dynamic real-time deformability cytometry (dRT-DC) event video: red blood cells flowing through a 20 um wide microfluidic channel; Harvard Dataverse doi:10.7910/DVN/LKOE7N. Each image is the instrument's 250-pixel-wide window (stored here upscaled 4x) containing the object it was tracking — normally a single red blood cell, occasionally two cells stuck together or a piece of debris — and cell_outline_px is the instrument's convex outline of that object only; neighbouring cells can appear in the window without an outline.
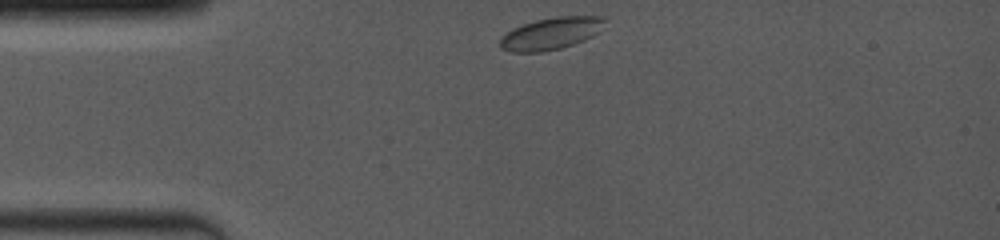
{"species": "common noctule bat (a hibernating species)", "species_latin": "Nyctalus noctula", "temperature_condition": "room temperature", "stored_images_in_passage": 45, "camera_frame_rate_fps": 4000, "um_per_image_px": 0.085, "animal": {"sex": "female", "body_mass_g": 19.0, "forearm_length_mm": 53.3}, "frame": {"image": 1, "passage_image": 1, "time_ms": 0.0, "image_size_px": [1000, 240], "cell_outline_px": [[604, 20], [600, 32], [584, 40], [560, 48], [544, 52], [512, 52], [500, 48], [500, 36], [512, 28], [536, 20], [556, 16], [604, 16]], "centroid_in_image_um": [46.8, 2.85], "position_along_channel_um": 38.2, "area_um2": 19.59}}
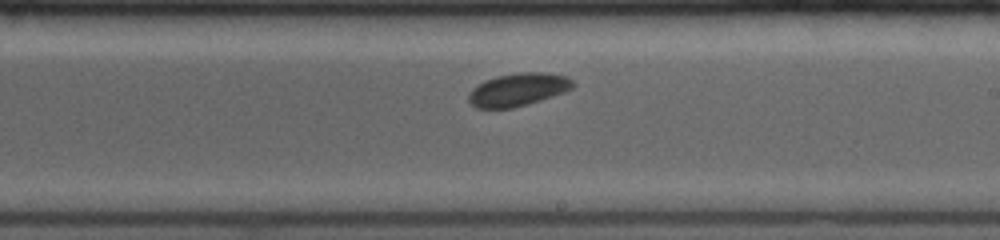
{"frame": {"image": 2, "passage_image": 25, "time_ms": 6.0, "image_size_px": [1000, 240], "cell_outline_px": [[576, 84], [572, 88], [564, 92], [540, 100], [512, 108], [476, 108], [468, 100], [468, 92], [472, 88], [484, 80], [496, 76], [520, 72], [544, 72], [568, 76]], "centroid_in_image_um": [44.03, 7.6], "position_along_channel_um": 245.0, "area_um2": 20.06}}
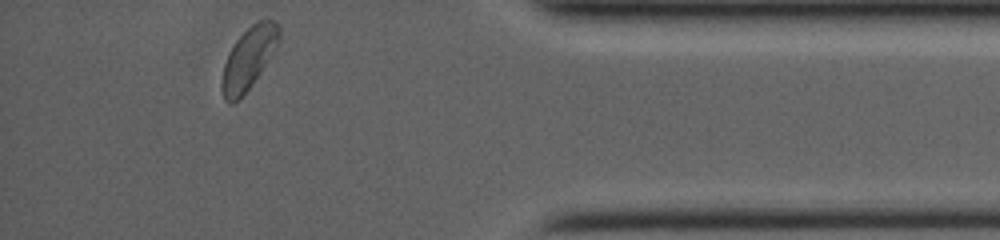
{"frame": {"image": 3, "passage_image": 44, "time_ms": 10.75, "image_size_px": [1000, 240], "cell_outline_px": [[280, 40], [260, 72], [252, 84], [232, 104], [228, 104], [224, 100], [220, 88], [220, 84], [224, 64], [228, 52], [236, 40], [252, 24], [260, 20], [272, 20], [280, 28]], "centroid_in_image_um": [21.09, 4.97], "position_along_channel_um": 414.1, "area_um2": 20.29}}